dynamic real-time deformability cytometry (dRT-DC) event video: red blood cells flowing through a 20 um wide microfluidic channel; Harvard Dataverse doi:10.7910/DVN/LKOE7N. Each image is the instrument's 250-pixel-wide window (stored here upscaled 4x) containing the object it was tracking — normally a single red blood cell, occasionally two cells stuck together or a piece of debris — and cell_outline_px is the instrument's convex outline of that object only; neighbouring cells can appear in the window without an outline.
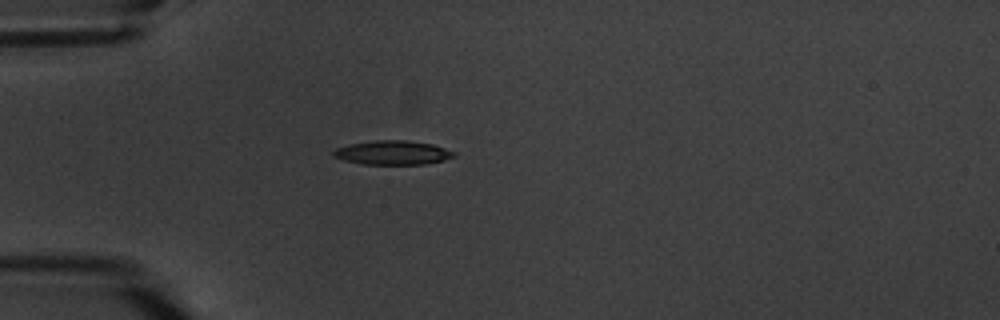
{"species": "common noctule bat (a hibernating species)", "species_latin": "Nyctalus noctula", "temperature_condition": "warm", "stored_images_in_passage": 4, "camera_frame_rate_fps": 3000, "um_per_image_px": 0.085, "animal": {"sex": "male", "body_mass_g": 20.1, "forearm_length_mm": 53.5}, "frame": {"image": 1, "passage_image": 4, "time_ms": 4.333, "image_size_px": [1000, 320], "cell_outline_px": [[456, 156], [444, 160], [424, 164], [360, 164], [344, 160], [332, 156], [332, 152], [336, 148], [348, 144], [376, 140], [404, 140], [432, 144], [456, 152]], "centroid_in_image_um": [33.36, 12.98], "position_along_channel_um": 51.6, "area_um2": 16.94}}